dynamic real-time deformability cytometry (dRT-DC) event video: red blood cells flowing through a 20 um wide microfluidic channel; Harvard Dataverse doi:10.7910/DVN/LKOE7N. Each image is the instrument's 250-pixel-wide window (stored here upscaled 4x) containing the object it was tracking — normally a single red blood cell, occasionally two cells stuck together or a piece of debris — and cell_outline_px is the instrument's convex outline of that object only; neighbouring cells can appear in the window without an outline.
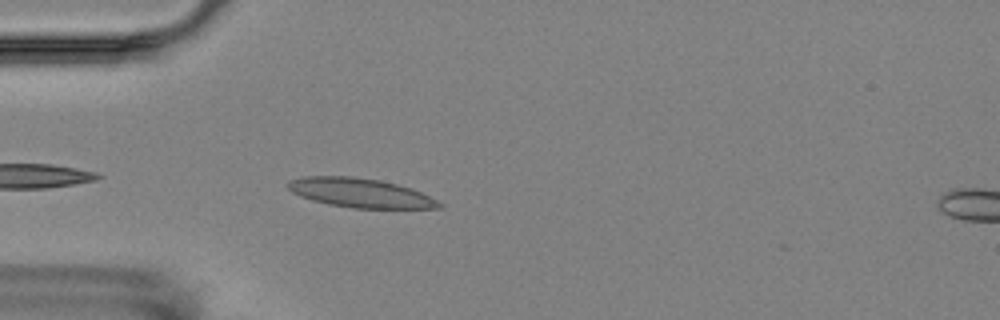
{"species": "Egyptian fruit bat (a non-hibernating species)", "species_latin": "Rousettus aegyptiacus", "temperature_condition": "room temperature", "stored_images_in_passage": 3, "camera_frame_rate_fps": 3000, "um_per_image_px": 0.085, "animal": {"sex": "female"}, "frame": {"image": 1, "passage_image": 3, "time_ms": 2.333, "image_size_px": [1000, 320], "cell_outline_px": [[444, 208], [352, 208], [328, 204], [312, 200], [300, 196], [292, 192], [284, 184], [288, 180], [304, 176], [352, 176], [380, 180], [412, 188], [444, 204]], "centroid_in_image_um": [30.59, 16.39], "position_along_channel_um": 54.4, "area_um2": 25.84}}